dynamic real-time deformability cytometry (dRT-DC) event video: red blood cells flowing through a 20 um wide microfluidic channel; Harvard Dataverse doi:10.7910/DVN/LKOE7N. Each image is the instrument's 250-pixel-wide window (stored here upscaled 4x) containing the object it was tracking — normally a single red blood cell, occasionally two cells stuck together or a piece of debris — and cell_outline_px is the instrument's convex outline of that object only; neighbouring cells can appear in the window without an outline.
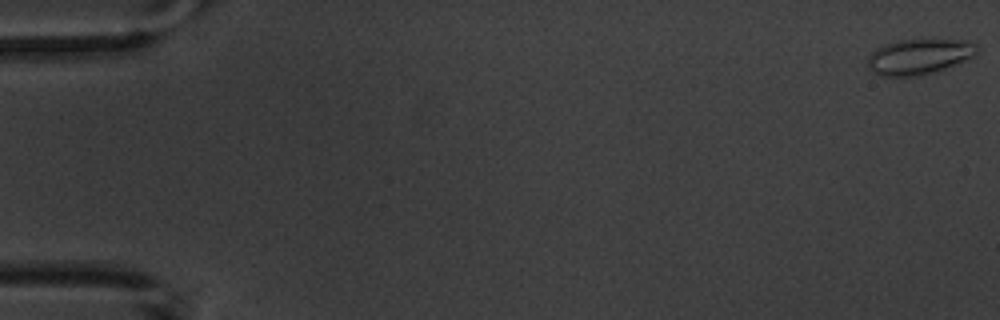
{"species": "common noctule bat (a hibernating species)", "species_latin": "Nyctalus noctula", "temperature_condition": "warm", "stored_images_in_passage": 6, "camera_frame_rate_fps": 3000, "um_per_image_px": 0.085, "animal": {"sex": "male", "body_mass_g": 20.1, "forearm_length_mm": 53.5}, "frame": {"image": 1, "passage_image": 1, "time_ms": 0.0, "image_size_px": [1000, 320], "cell_outline_px": [[980, 52], [972, 56], [936, 72], [920, 76], [880, 76], [868, 68], [868, 56], [872, 52], [884, 44], [900, 40], [968, 40], [976, 44], [980, 48]], "centroid_in_image_um": [78.13, 4.82], "position_along_channel_um": 6.9, "area_um2": 22.54}}